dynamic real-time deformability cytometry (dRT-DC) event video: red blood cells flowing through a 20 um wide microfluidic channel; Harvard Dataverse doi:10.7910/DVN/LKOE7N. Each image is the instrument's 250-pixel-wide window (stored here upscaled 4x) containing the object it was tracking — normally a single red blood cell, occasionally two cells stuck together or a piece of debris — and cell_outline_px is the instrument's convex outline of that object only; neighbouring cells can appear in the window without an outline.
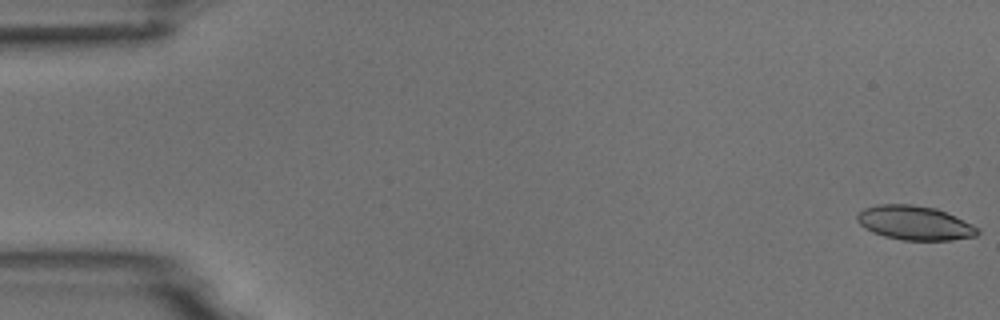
{"species": "common noctule bat (a hibernating species)", "species_latin": "Nyctalus noctula", "temperature_condition": "room temperature", "stored_images_in_passage": 7, "camera_frame_rate_fps": 3000, "um_per_image_px": 0.085, "animal": {"sex": "male", "body_mass_g": 18.8}, "frame": {"image": 1, "passage_image": 1, "time_ms": 0.0, "image_size_px": [1000, 320], "cell_outline_px": [[980, 232], [976, 236], [952, 240], [900, 240], [884, 236], [872, 232], [864, 228], [856, 220], [856, 216], [864, 208], [876, 204], [912, 204], [936, 208], [972, 224], [980, 228]], "centroid_in_image_um": [77.74, 18.95], "position_along_channel_um": 7.3, "area_um2": 24.1}}
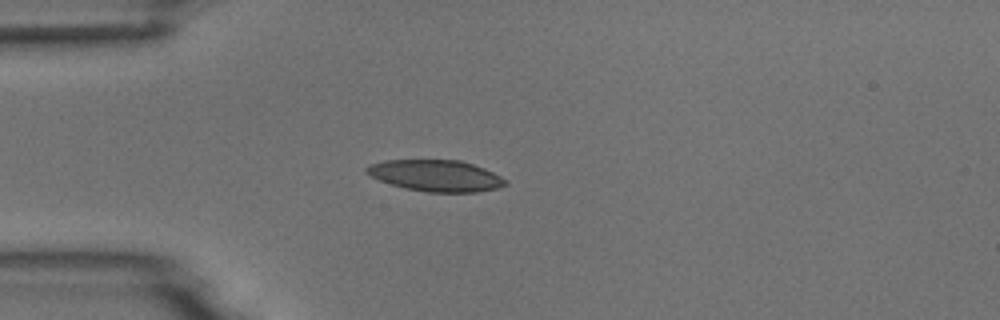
{"frame": {"image": 2, "passage_image": 5, "time_ms": 4.667, "image_size_px": [1000, 320], "cell_outline_px": [[508, 184], [500, 188], [476, 192], [428, 192], [404, 188], [380, 180], [364, 172], [364, 168], [372, 164], [384, 160], [460, 160], [484, 168], [508, 180]], "centroid_in_image_um": [37.08, 14.93], "position_along_channel_um": 47.9, "area_um2": 25.37}}